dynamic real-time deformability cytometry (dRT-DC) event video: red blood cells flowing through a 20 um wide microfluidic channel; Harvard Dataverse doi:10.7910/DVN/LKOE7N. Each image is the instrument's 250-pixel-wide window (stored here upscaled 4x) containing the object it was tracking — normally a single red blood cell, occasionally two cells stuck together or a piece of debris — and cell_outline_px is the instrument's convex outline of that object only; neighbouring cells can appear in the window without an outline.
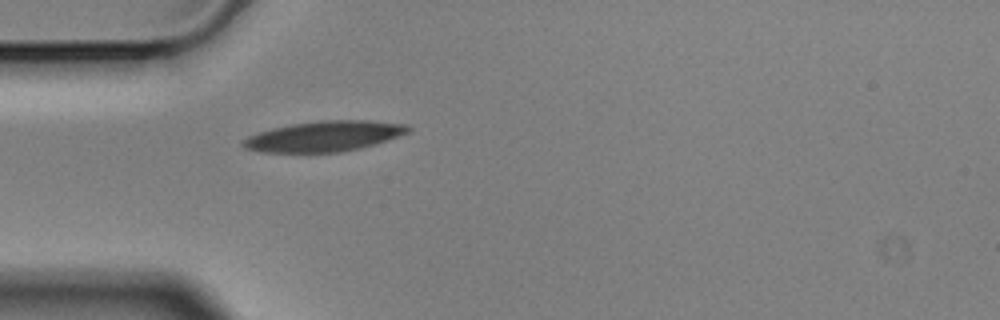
{"species": "Egyptian fruit bat (a non-hibernating species)", "species_latin": "Rousettus aegyptiacus", "temperature_condition": "cold", "stored_images_in_passage": 1, "camera_frame_rate_fps": 3000, "um_per_image_px": 0.085, "animal": {"sex": "male"}, "frame": {"image": 1, "passage_image": 1, "time_ms": 0.0, "image_size_px": [1000, 320], "cell_outline_px": [[412, 128], [408, 132], [376, 144], [360, 148], [340, 152], [260, 152], [244, 148], [240, 144], [248, 136], [272, 128], [292, 124], [320, 120], [368, 120], [408, 124]], "centroid_in_image_um": [27.57, 11.58], "position_along_channel_um": 57.4, "area_um2": 29.25}}